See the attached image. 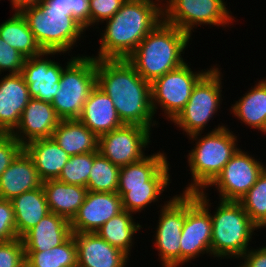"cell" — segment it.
I'll use <instances>...</instances> for the list:
<instances>
[{
	"label": "cell",
	"mask_w": 266,
	"mask_h": 267,
	"mask_svg": "<svg viewBox=\"0 0 266 267\" xmlns=\"http://www.w3.org/2000/svg\"><path fill=\"white\" fill-rule=\"evenodd\" d=\"M96 85L111 98L123 124L151 132L159 124L154 121L150 82L127 59H96Z\"/></svg>",
	"instance_id": "cell-1"
},
{
	"label": "cell",
	"mask_w": 266,
	"mask_h": 267,
	"mask_svg": "<svg viewBox=\"0 0 266 267\" xmlns=\"http://www.w3.org/2000/svg\"><path fill=\"white\" fill-rule=\"evenodd\" d=\"M163 4L159 0H126L105 20L96 59H127L142 39L163 21Z\"/></svg>",
	"instance_id": "cell-2"
},
{
	"label": "cell",
	"mask_w": 266,
	"mask_h": 267,
	"mask_svg": "<svg viewBox=\"0 0 266 267\" xmlns=\"http://www.w3.org/2000/svg\"><path fill=\"white\" fill-rule=\"evenodd\" d=\"M190 40L187 33L163 20L142 39L127 60L151 83L185 63L181 54Z\"/></svg>",
	"instance_id": "cell-3"
},
{
	"label": "cell",
	"mask_w": 266,
	"mask_h": 267,
	"mask_svg": "<svg viewBox=\"0 0 266 267\" xmlns=\"http://www.w3.org/2000/svg\"><path fill=\"white\" fill-rule=\"evenodd\" d=\"M201 134L188 137L196 144L187 155L192 178L183 193L205 191L239 149L237 136L227 125L219 124L206 135Z\"/></svg>",
	"instance_id": "cell-4"
},
{
	"label": "cell",
	"mask_w": 266,
	"mask_h": 267,
	"mask_svg": "<svg viewBox=\"0 0 266 267\" xmlns=\"http://www.w3.org/2000/svg\"><path fill=\"white\" fill-rule=\"evenodd\" d=\"M212 219L211 253L214 258H241L250 249L254 231L251 221L239 201L219 200Z\"/></svg>",
	"instance_id": "cell-5"
},
{
	"label": "cell",
	"mask_w": 266,
	"mask_h": 267,
	"mask_svg": "<svg viewBox=\"0 0 266 267\" xmlns=\"http://www.w3.org/2000/svg\"><path fill=\"white\" fill-rule=\"evenodd\" d=\"M20 13L43 51L69 53L86 31L67 9L49 7L42 0Z\"/></svg>",
	"instance_id": "cell-6"
},
{
	"label": "cell",
	"mask_w": 266,
	"mask_h": 267,
	"mask_svg": "<svg viewBox=\"0 0 266 267\" xmlns=\"http://www.w3.org/2000/svg\"><path fill=\"white\" fill-rule=\"evenodd\" d=\"M68 60L60 77V88L51 103L61 120L78 119L96 86V58L93 55H77Z\"/></svg>",
	"instance_id": "cell-7"
},
{
	"label": "cell",
	"mask_w": 266,
	"mask_h": 267,
	"mask_svg": "<svg viewBox=\"0 0 266 267\" xmlns=\"http://www.w3.org/2000/svg\"><path fill=\"white\" fill-rule=\"evenodd\" d=\"M216 66L217 64L213 65L197 82L189 101L171 121L188 136L203 133L205 126H208L211 118L217 115L218 109L220 110V104L223 101L221 93L223 75Z\"/></svg>",
	"instance_id": "cell-8"
},
{
	"label": "cell",
	"mask_w": 266,
	"mask_h": 267,
	"mask_svg": "<svg viewBox=\"0 0 266 267\" xmlns=\"http://www.w3.org/2000/svg\"><path fill=\"white\" fill-rule=\"evenodd\" d=\"M206 191L186 193V220L180 238V265L211 253L212 219ZM208 198V199H207Z\"/></svg>",
	"instance_id": "cell-9"
},
{
	"label": "cell",
	"mask_w": 266,
	"mask_h": 267,
	"mask_svg": "<svg viewBox=\"0 0 266 267\" xmlns=\"http://www.w3.org/2000/svg\"><path fill=\"white\" fill-rule=\"evenodd\" d=\"M163 20L187 33L190 37L193 28L206 24L226 26L233 23L231 11L224 0H165ZM165 6V7H164Z\"/></svg>",
	"instance_id": "cell-10"
},
{
	"label": "cell",
	"mask_w": 266,
	"mask_h": 267,
	"mask_svg": "<svg viewBox=\"0 0 266 267\" xmlns=\"http://www.w3.org/2000/svg\"><path fill=\"white\" fill-rule=\"evenodd\" d=\"M210 69L193 72L190 65L185 62L179 68L152 81L150 85L154 115L157 114L158 107H160L159 109L163 110L168 121H172L189 101L197 82Z\"/></svg>",
	"instance_id": "cell-11"
},
{
	"label": "cell",
	"mask_w": 266,
	"mask_h": 267,
	"mask_svg": "<svg viewBox=\"0 0 266 267\" xmlns=\"http://www.w3.org/2000/svg\"><path fill=\"white\" fill-rule=\"evenodd\" d=\"M160 207L153 244L163 267H179L180 238L186 220V193L173 196Z\"/></svg>",
	"instance_id": "cell-12"
},
{
	"label": "cell",
	"mask_w": 266,
	"mask_h": 267,
	"mask_svg": "<svg viewBox=\"0 0 266 267\" xmlns=\"http://www.w3.org/2000/svg\"><path fill=\"white\" fill-rule=\"evenodd\" d=\"M265 168L266 165L239 148L206 188L215 186L220 200L240 201Z\"/></svg>",
	"instance_id": "cell-13"
},
{
	"label": "cell",
	"mask_w": 266,
	"mask_h": 267,
	"mask_svg": "<svg viewBox=\"0 0 266 267\" xmlns=\"http://www.w3.org/2000/svg\"><path fill=\"white\" fill-rule=\"evenodd\" d=\"M151 130L127 125L99 136L98 152L116 166L122 167L144 158L150 145Z\"/></svg>",
	"instance_id": "cell-14"
},
{
	"label": "cell",
	"mask_w": 266,
	"mask_h": 267,
	"mask_svg": "<svg viewBox=\"0 0 266 267\" xmlns=\"http://www.w3.org/2000/svg\"><path fill=\"white\" fill-rule=\"evenodd\" d=\"M55 54L62 55L57 51H43L39 55L26 58L21 74L28 86L30 98L53 102L60 88L59 81L64 68L54 59L47 58L49 55L54 57Z\"/></svg>",
	"instance_id": "cell-15"
},
{
	"label": "cell",
	"mask_w": 266,
	"mask_h": 267,
	"mask_svg": "<svg viewBox=\"0 0 266 267\" xmlns=\"http://www.w3.org/2000/svg\"><path fill=\"white\" fill-rule=\"evenodd\" d=\"M123 211L117 192L88 191L83 205L70 221L72 233L96 232L105 222Z\"/></svg>",
	"instance_id": "cell-16"
},
{
	"label": "cell",
	"mask_w": 266,
	"mask_h": 267,
	"mask_svg": "<svg viewBox=\"0 0 266 267\" xmlns=\"http://www.w3.org/2000/svg\"><path fill=\"white\" fill-rule=\"evenodd\" d=\"M167 159L166 153L159 151L120 167L118 188L167 187L172 180Z\"/></svg>",
	"instance_id": "cell-17"
},
{
	"label": "cell",
	"mask_w": 266,
	"mask_h": 267,
	"mask_svg": "<svg viewBox=\"0 0 266 267\" xmlns=\"http://www.w3.org/2000/svg\"><path fill=\"white\" fill-rule=\"evenodd\" d=\"M61 122L51 103L30 98L21 114L18 126L10 133L23 146L36 139L51 138Z\"/></svg>",
	"instance_id": "cell-18"
},
{
	"label": "cell",
	"mask_w": 266,
	"mask_h": 267,
	"mask_svg": "<svg viewBox=\"0 0 266 267\" xmlns=\"http://www.w3.org/2000/svg\"><path fill=\"white\" fill-rule=\"evenodd\" d=\"M30 100L28 86L21 73L0 79V133L10 134L19 124Z\"/></svg>",
	"instance_id": "cell-19"
},
{
	"label": "cell",
	"mask_w": 266,
	"mask_h": 267,
	"mask_svg": "<svg viewBox=\"0 0 266 267\" xmlns=\"http://www.w3.org/2000/svg\"><path fill=\"white\" fill-rule=\"evenodd\" d=\"M72 234L77 246V267H126L129 256L95 232Z\"/></svg>",
	"instance_id": "cell-20"
},
{
	"label": "cell",
	"mask_w": 266,
	"mask_h": 267,
	"mask_svg": "<svg viewBox=\"0 0 266 267\" xmlns=\"http://www.w3.org/2000/svg\"><path fill=\"white\" fill-rule=\"evenodd\" d=\"M42 184L32 158L23 149L0 176V198L12 200Z\"/></svg>",
	"instance_id": "cell-21"
},
{
	"label": "cell",
	"mask_w": 266,
	"mask_h": 267,
	"mask_svg": "<svg viewBox=\"0 0 266 267\" xmlns=\"http://www.w3.org/2000/svg\"><path fill=\"white\" fill-rule=\"evenodd\" d=\"M78 119L98 137L124 125L111 98L97 85L90 92Z\"/></svg>",
	"instance_id": "cell-22"
},
{
	"label": "cell",
	"mask_w": 266,
	"mask_h": 267,
	"mask_svg": "<svg viewBox=\"0 0 266 267\" xmlns=\"http://www.w3.org/2000/svg\"><path fill=\"white\" fill-rule=\"evenodd\" d=\"M71 235L70 221L50 212L22 237V241L25 251H46L64 243Z\"/></svg>",
	"instance_id": "cell-23"
},
{
	"label": "cell",
	"mask_w": 266,
	"mask_h": 267,
	"mask_svg": "<svg viewBox=\"0 0 266 267\" xmlns=\"http://www.w3.org/2000/svg\"><path fill=\"white\" fill-rule=\"evenodd\" d=\"M23 149L32 158L41 180H56L62 172L70 156L52 140V138L36 139Z\"/></svg>",
	"instance_id": "cell-24"
},
{
	"label": "cell",
	"mask_w": 266,
	"mask_h": 267,
	"mask_svg": "<svg viewBox=\"0 0 266 267\" xmlns=\"http://www.w3.org/2000/svg\"><path fill=\"white\" fill-rule=\"evenodd\" d=\"M69 156L98 151L99 137L79 119H64L51 136Z\"/></svg>",
	"instance_id": "cell-25"
},
{
	"label": "cell",
	"mask_w": 266,
	"mask_h": 267,
	"mask_svg": "<svg viewBox=\"0 0 266 267\" xmlns=\"http://www.w3.org/2000/svg\"><path fill=\"white\" fill-rule=\"evenodd\" d=\"M49 211L71 221L85 201L88 189L83 186L47 180L42 184Z\"/></svg>",
	"instance_id": "cell-26"
},
{
	"label": "cell",
	"mask_w": 266,
	"mask_h": 267,
	"mask_svg": "<svg viewBox=\"0 0 266 267\" xmlns=\"http://www.w3.org/2000/svg\"><path fill=\"white\" fill-rule=\"evenodd\" d=\"M11 202L18 238H22L42 218L50 213L42 186L14 197Z\"/></svg>",
	"instance_id": "cell-27"
},
{
	"label": "cell",
	"mask_w": 266,
	"mask_h": 267,
	"mask_svg": "<svg viewBox=\"0 0 266 267\" xmlns=\"http://www.w3.org/2000/svg\"><path fill=\"white\" fill-rule=\"evenodd\" d=\"M251 88L235 104H231L230 113L241 123L266 134V79L256 81Z\"/></svg>",
	"instance_id": "cell-28"
},
{
	"label": "cell",
	"mask_w": 266,
	"mask_h": 267,
	"mask_svg": "<svg viewBox=\"0 0 266 267\" xmlns=\"http://www.w3.org/2000/svg\"><path fill=\"white\" fill-rule=\"evenodd\" d=\"M132 214L134 213L123 210L105 222L95 232L99 237L123 251L128 256H131L130 251L134 245V235L142 228V225L138 221L137 223L135 222Z\"/></svg>",
	"instance_id": "cell-29"
},
{
	"label": "cell",
	"mask_w": 266,
	"mask_h": 267,
	"mask_svg": "<svg viewBox=\"0 0 266 267\" xmlns=\"http://www.w3.org/2000/svg\"><path fill=\"white\" fill-rule=\"evenodd\" d=\"M0 37L26 58L43 52L20 12H14L11 18L0 24Z\"/></svg>",
	"instance_id": "cell-30"
},
{
	"label": "cell",
	"mask_w": 266,
	"mask_h": 267,
	"mask_svg": "<svg viewBox=\"0 0 266 267\" xmlns=\"http://www.w3.org/2000/svg\"><path fill=\"white\" fill-rule=\"evenodd\" d=\"M26 267H77V246L73 234L59 246L46 251H25Z\"/></svg>",
	"instance_id": "cell-31"
},
{
	"label": "cell",
	"mask_w": 266,
	"mask_h": 267,
	"mask_svg": "<svg viewBox=\"0 0 266 267\" xmlns=\"http://www.w3.org/2000/svg\"><path fill=\"white\" fill-rule=\"evenodd\" d=\"M119 175V166L111 163L98 151L94 152L93 166L86 188L93 192H117Z\"/></svg>",
	"instance_id": "cell-32"
},
{
	"label": "cell",
	"mask_w": 266,
	"mask_h": 267,
	"mask_svg": "<svg viewBox=\"0 0 266 267\" xmlns=\"http://www.w3.org/2000/svg\"><path fill=\"white\" fill-rule=\"evenodd\" d=\"M239 202L259 229L266 228V168Z\"/></svg>",
	"instance_id": "cell-33"
},
{
	"label": "cell",
	"mask_w": 266,
	"mask_h": 267,
	"mask_svg": "<svg viewBox=\"0 0 266 267\" xmlns=\"http://www.w3.org/2000/svg\"><path fill=\"white\" fill-rule=\"evenodd\" d=\"M167 187H138V188H117L121 197L123 210L136 214L153 202H158L160 195Z\"/></svg>",
	"instance_id": "cell-34"
},
{
	"label": "cell",
	"mask_w": 266,
	"mask_h": 267,
	"mask_svg": "<svg viewBox=\"0 0 266 267\" xmlns=\"http://www.w3.org/2000/svg\"><path fill=\"white\" fill-rule=\"evenodd\" d=\"M93 161L94 152L70 156L57 180L66 184L87 187Z\"/></svg>",
	"instance_id": "cell-35"
},
{
	"label": "cell",
	"mask_w": 266,
	"mask_h": 267,
	"mask_svg": "<svg viewBox=\"0 0 266 267\" xmlns=\"http://www.w3.org/2000/svg\"><path fill=\"white\" fill-rule=\"evenodd\" d=\"M52 8L67 9L86 30L90 26V0H42Z\"/></svg>",
	"instance_id": "cell-36"
},
{
	"label": "cell",
	"mask_w": 266,
	"mask_h": 267,
	"mask_svg": "<svg viewBox=\"0 0 266 267\" xmlns=\"http://www.w3.org/2000/svg\"><path fill=\"white\" fill-rule=\"evenodd\" d=\"M0 267H26L22 238L0 242Z\"/></svg>",
	"instance_id": "cell-37"
},
{
	"label": "cell",
	"mask_w": 266,
	"mask_h": 267,
	"mask_svg": "<svg viewBox=\"0 0 266 267\" xmlns=\"http://www.w3.org/2000/svg\"><path fill=\"white\" fill-rule=\"evenodd\" d=\"M26 57L11 47L0 37V76L2 72L7 74H19L22 72Z\"/></svg>",
	"instance_id": "cell-38"
},
{
	"label": "cell",
	"mask_w": 266,
	"mask_h": 267,
	"mask_svg": "<svg viewBox=\"0 0 266 267\" xmlns=\"http://www.w3.org/2000/svg\"><path fill=\"white\" fill-rule=\"evenodd\" d=\"M125 2L126 0H90V26L105 23Z\"/></svg>",
	"instance_id": "cell-39"
},
{
	"label": "cell",
	"mask_w": 266,
	"mask_h": 267,
	"mask_svg": "<svg viewBox=\"0 0 266 267\" xmlns=\"http://www.w3.org/2000/svg\"><path fill=\"white\" fill-rule=\"evenodd\" d=\"M15 238L18 237L12 202L0 198V242H7Z\"/></svg>",
	"instance_id": "cell-40"
},
{
	"label": "cell",
	"mask_w": 266,
	"mask_h": 267,
	"mask_svg": "<svg viewBox=\"0 0 266 267\" xmlns=\"http://www.w3.org/2000/svg\"><path fill=\"white\" fill-rule=\"evenodd\" d=\"M23 150V145L12 134L0 133V176Z\"/></svg>",
	"instance_id": "cell-41"
},
{
	"label": "cell",
	"mask_w": 266,
	"mask_h": 267,
	"mask_svg": "<svg viewBox=\"0 0 266 267\" xmlns=\"http://www.w3.org/2000/svg\"><path fill=\"white\" fill-rule=\"evenodd\" d=\"M249 267H266V245L248 249L241 257Z\"/></svg>",
	"instance_id": "cell-42"
},
{
	"label": "cell",
	"mask_w": 266,
	"mask_h": 267,
	"mask_svg": "<svg viewBox=\"0 0 266 267\" xmlns=\"http://www.w3.org/2000/svg\"><path fill=\"white\" fill-rule=\"evenodd\" d=\"M11 2L12 10L20 12L26 7L37 5L41 0H9Z\"/></svg>",
	"instance_id": "cell-43"
},
{
	"label": "cell",
	"mask_w": 266,
	"mask_h": 267,
	"mask_svg": "<svg viewBox=\"0 0 266 267\" xmlns=\"http://www.w3.org/2000/svg\"><path fill=\"white\" fill-rule=\"evenodd\" d=\"M242 260V262H240V263H242V264H240V266H238V267H249L248 265H247V263L244 261V263H243V259H241L240 258V261ZM237 267V266H236Z\"/></svg>",
	"instance_id": "cell-44"
}]
</instances>
